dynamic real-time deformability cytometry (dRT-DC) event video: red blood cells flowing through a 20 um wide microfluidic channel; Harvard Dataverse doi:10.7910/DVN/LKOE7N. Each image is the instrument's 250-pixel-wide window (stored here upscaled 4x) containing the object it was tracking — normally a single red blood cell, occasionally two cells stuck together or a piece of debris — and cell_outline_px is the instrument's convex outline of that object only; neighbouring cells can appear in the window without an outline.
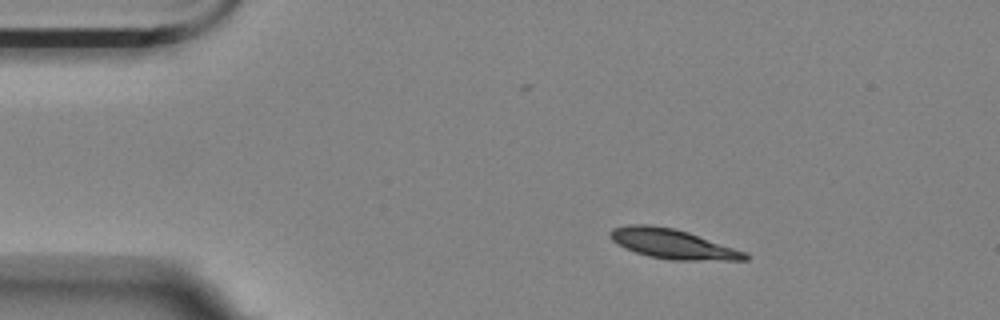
{"species": "Egyptian fruit bat (a non-hibernating species)", "species_latin": "Rousettus aegyptiacus", "temperature_condition": "room temperature", "stored_images_in_passage": 49, "camera_frame_rate_fps": 3000, "um_per_image_px": 0.085, "animal": {"sex": "female"}, "frame": {"image": 1, "passage_image": 1, "time_ms": 0.0, "image_size_px": [1000, 320], "cell_outline_px": [[748, 260], [672, 260], [648, 256], [624, 248], [616, 244], [608, 236], [608, 232], [612, 228], [628, 224], [648, 224], [676, 228], [688, 232], [744, 252], [748, 256]], "centroid_in_image_um": [57.07, 20.71], "position_along_channel_um": 27.9, "area_um2": 23.24}}
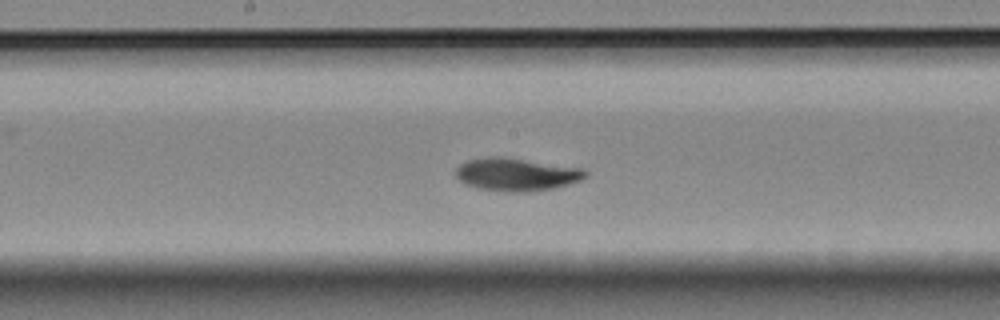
{"frame": {"image": 2, "passage_image": 21, "time_ms": 6.667, "image_size_px": [1000, 320], "cell_outline_px": [[588, 176], [580, 180], [568, 184], [552, 188], [524, 192], [504, 192], [480, 188], [464, 184], [456, 176], [456, 168], [460, 164], [468, 160], [488, 156], [500, 156], [580, 168], [588, 172]], "centroid_in_image_um": [43.86, 14.82], "position_along_channel_um": 204.3, "area_um2": 24.62}}
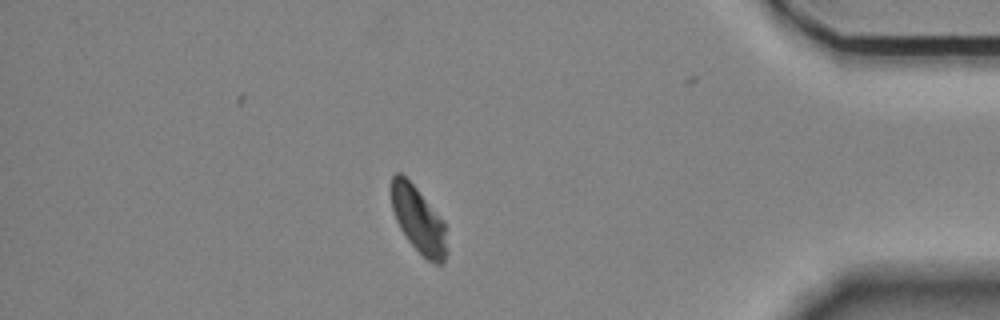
{"frame": {"image": 3, "passage_image": 41, "time_ms": 13.333, "image_size_px": [1000, 320], "cell_outline_px": [[448, 252], [444, 264], [436, 264], [428, 260], [408, 240], [400, 228], [396, 220], [392, 208], [392, 176], [396, 172], [400, 172], [416, 188], [444, 224], [448, 248]], "centroid_in_image_um": [35.58, 18.74], "position_along_channel_um": 399.6, "area_um2": 20.87}, "authors_computed_cell_mechanics": {"area_um2": 23.4668, "velocity_mm_per_s": 3.4911, "shape_relaxation_time_tau1_ms": 4.0494, "shape_relaxation_time_tau2_ms": null, "deformation_change_tau1": 0.1342, "deformation_change_tau2": null}}